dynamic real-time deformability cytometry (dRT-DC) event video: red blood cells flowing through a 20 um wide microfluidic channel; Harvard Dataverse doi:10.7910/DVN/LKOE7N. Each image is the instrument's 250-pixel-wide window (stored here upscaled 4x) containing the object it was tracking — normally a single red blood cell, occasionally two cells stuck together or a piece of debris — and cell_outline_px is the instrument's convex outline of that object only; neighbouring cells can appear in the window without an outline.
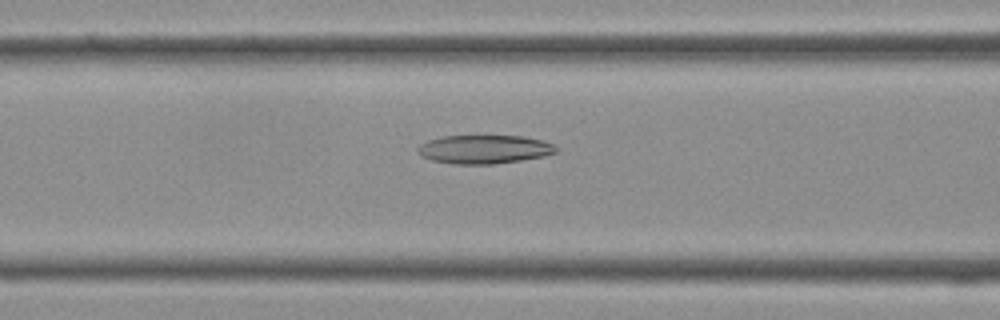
{"species": "Egyptian fruit bat (a non-hibernating species)", "species_latin": "Rousettus aegyptiacus", "temperature_condition": "cold", "stored_images_in_passage": 31, "camera_frame_rate_fps": 3000, "um_per_image_px": 0.085, "frame": {"image": 1, "passage_image": 8, "time_ms": 2.333, "image_size_px": [1000, 320], "cell_outline_px": [[556, 152], [544, 156], [520, 160], [492, 164], [452, 164], [432, 160], [420, 156], [416, 152], [416, 148], [420, 144], [428, 140], [444, 136], [524, 136], [540, 140], [552, 144], [556, 148]], "centroid_in_image_um": [41.09, 12.69], "position_along_channel_um": 125.5, "area_um2": 23.0}}
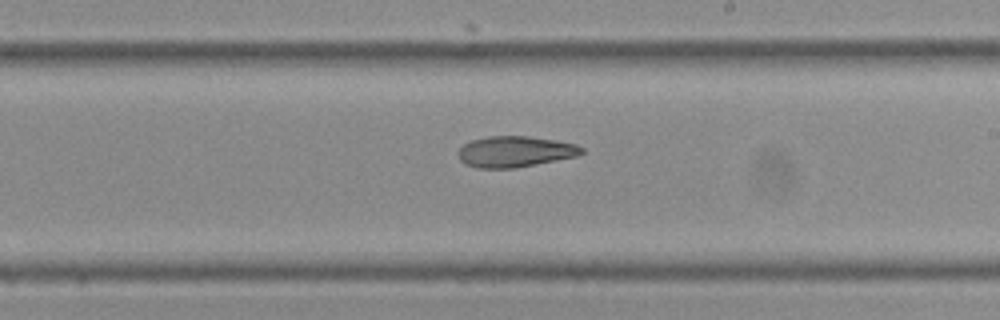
{"frame": {"image": 2, "passage_image": 15, "time_ms": 4.667, "image_size_px": [1000, 320], "cell_outline_px": [[584, 152], [580, 156], [516, 168], [476, 168], [464, 164], [460, 160], [456, 152], [464, 144], [472, 140], [488, 136], [528, 136], [556, 140], [576, 144], [584, 148]], "centroid_in_image_um": [43.79, 12.89], "position_along_channel_um": 245.2, "area_um2": 22.6}}
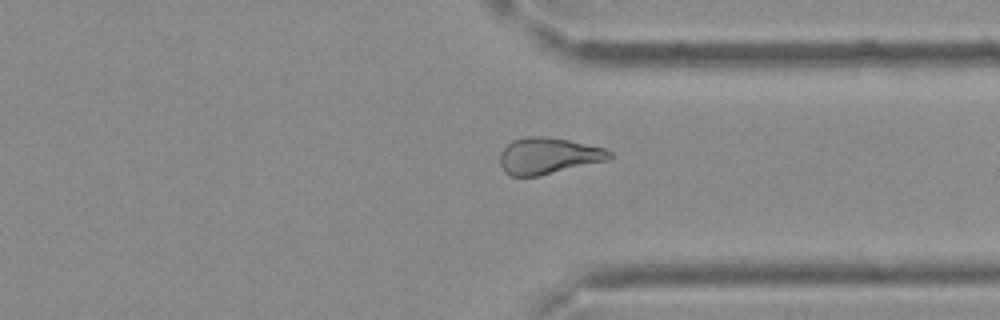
{"frame": {"image": 3, "passage_image": 22, "time_ms": 7.0, "image_size_px": [1000, 320], "cell_outline_px": [[612, 156], [608, 160], [540, 176], [512, 176], [504, 172], [500, 164], [500, 152], [512, 140], [528, 136], [544, 136], [568, 140], [604, 148], [612, 152]], "centroid_in_image_um": [46.59, 13.25], "position_along_channel_um": 364.8, "area_um2": 23.24}}